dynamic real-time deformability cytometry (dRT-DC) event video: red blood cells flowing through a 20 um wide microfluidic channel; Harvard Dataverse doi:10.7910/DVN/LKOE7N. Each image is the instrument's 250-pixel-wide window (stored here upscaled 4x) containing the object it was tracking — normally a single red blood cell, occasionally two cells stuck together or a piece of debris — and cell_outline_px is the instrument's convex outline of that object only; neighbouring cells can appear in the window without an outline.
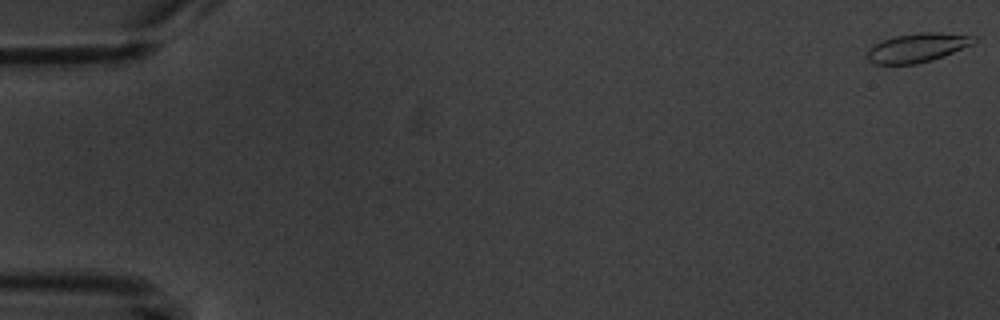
{"species": "common noctule bat (a hibernating species)", "species_latin": "Nyctalus noctula", "temperature_condition": "warm", "stored_images_in_passage": 6, "camera_frame_rate_fps": 3000, "um_per_image_px": 0.085, "animal": {"sex": "male", "body_mass_g": 20.1, "forearm_length_mm": 53.5}, "frame": {"image": 1, "passage_image": 1, "time_ms": 0.0, "image_size_px": [1000, 320], "cell_outline_px": [[976, 40], [972, 44], [944, 56], [932, 60], [916, 64], [876, 64], [868, 60], [868, 48], [884, 40], [896, 36], [920, 32], [940, 32], [976, 36]], "centroid_in_image_um": [78.0, 4.05], "position_along_channel_um": 7.0, "area_um2": 17.86}}
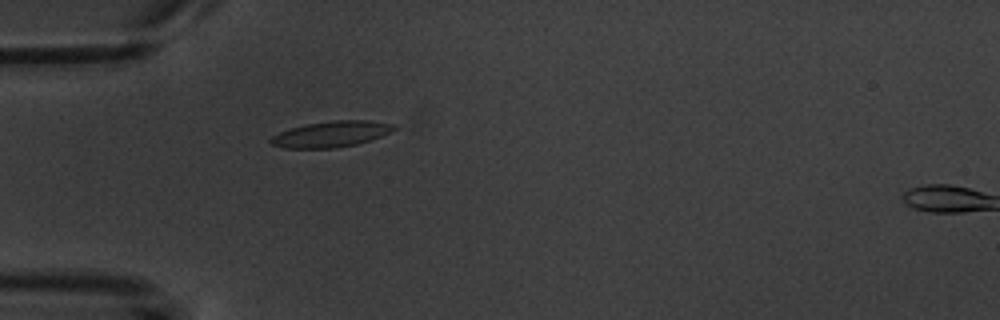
{"frame": {"image": 2, "passage_image": 5, "time_ms": 5.667, "image_size_px": [1000, 320], "cell_outline_px": [[396, 128], [392, 132], [356, 144], [336, 148], [284, 148], [272, 144], [268, 140], [272, 136], [280, 132], [304, 124], [332, 120], [368, 120], [396, 124]], "centroid_in_image_um": [28.16, 11.39], "position_along_channel_um": 56.8, "area_um2": 18.61}}